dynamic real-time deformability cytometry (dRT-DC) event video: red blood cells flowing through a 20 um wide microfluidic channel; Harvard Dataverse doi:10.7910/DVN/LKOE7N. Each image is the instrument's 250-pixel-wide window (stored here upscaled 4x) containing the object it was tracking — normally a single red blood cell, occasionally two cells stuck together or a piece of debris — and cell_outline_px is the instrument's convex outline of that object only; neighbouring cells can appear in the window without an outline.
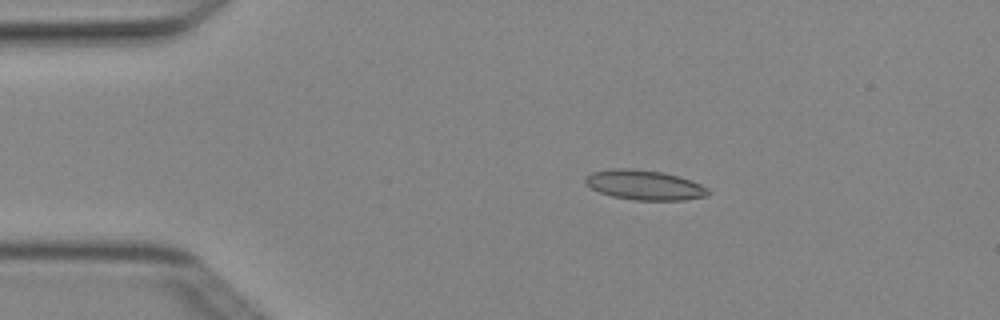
{"species": "Egyptian fruit bat (a non-hibernating species)", "species_latin": "Rousettus aegyptiacus", "temperature_condition": "cold", "stored_images_in_passage": 4, "camera_frame_rate_fps": 3000, "um_per_image_px": 0.085, "animal": {"sex": "female"}, "frame": {"image": 1, "passage_image": 2, "time_ms": 0.333, "image_size_px": [1000, 320], "cell_outline_px": [[708, 196], [684, 200], [636, 200], [612, 196], [600, 192], [584, 184], [584, 176], [592, 172], [612, 168], [632, 168], [664, 172], [680, 176], [692, 180], [708, 188]], "centroid_in_image_um": [54.77, 15.71], "position_along_channel_um": 30.2, "area_um2": 21.56}}
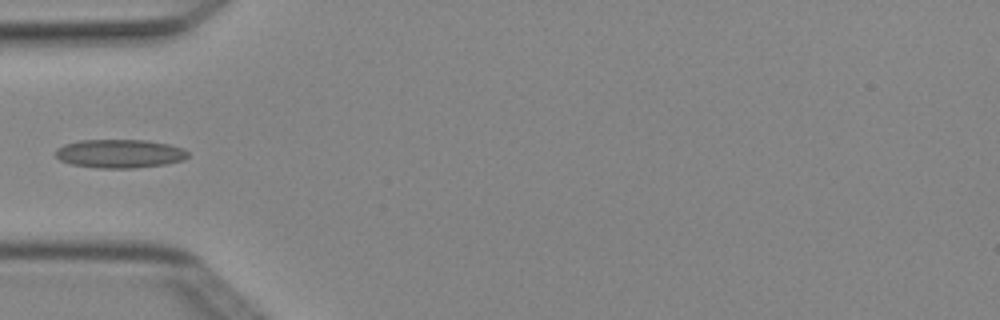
{"frame": {"image": 2, "passage_image": 4, "time_ms": 1.0, "image_size_px": [1000, 320], "cell_outline_px": [[188, 156], [184, 160], [164, 164], [136, 168], [96, 168], [72, 164], [60, 160], [56, 156], [56, 148], [64, 144], [80, 140], [148, 140], [168, 144], [184, 148], [188, 152]], "centroid_in_image_um": [10.18, 13.05], "position_along_channel_um": 74.8, "area_um2": 22.14}}